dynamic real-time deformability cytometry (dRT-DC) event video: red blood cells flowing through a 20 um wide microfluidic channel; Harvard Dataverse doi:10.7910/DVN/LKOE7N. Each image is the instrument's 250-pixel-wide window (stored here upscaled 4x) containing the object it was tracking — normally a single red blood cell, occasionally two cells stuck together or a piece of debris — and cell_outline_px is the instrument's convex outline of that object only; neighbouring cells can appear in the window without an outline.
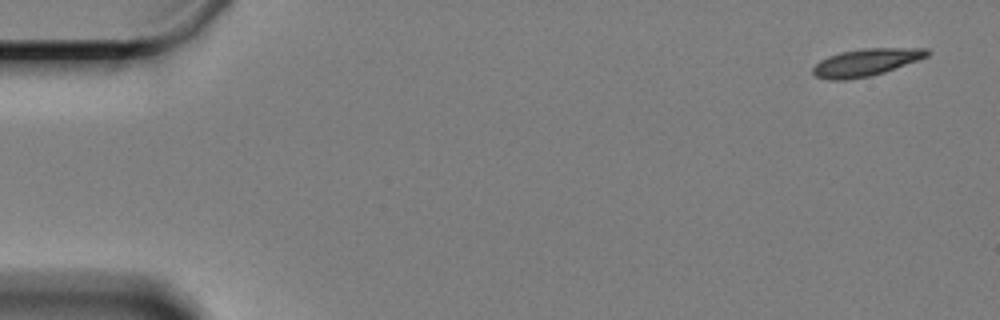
{"species": "Egyptian fruit bat (a non-hibernating species)", "species_latin": "Rousettus aegyptiacus", "temperature_condition": "cold", "stored_images_in_passage": 59, "camera_frame_rate_fps": 3000, "um_per_image_px": 0.085, "animal": {"sex": "female"}, "frame": {"image": 1, "passage_image": 1, "time_ms": 0.0, "image_size_px": [1000, 320], "cell_outline_px": [[932, 52], [928, 56], [920, 60], [884, 72], [868, 76], [848, 80], [828, 80], [816, 76], [812, 72], [812, 68], [820, 60], [828, 56], [840, 52], [864, 48], [928, 48]], "centroid_in_image_um": [73.63, 5.29], "position_along_channel_um": 11.4, "area_um2": 18.32}}
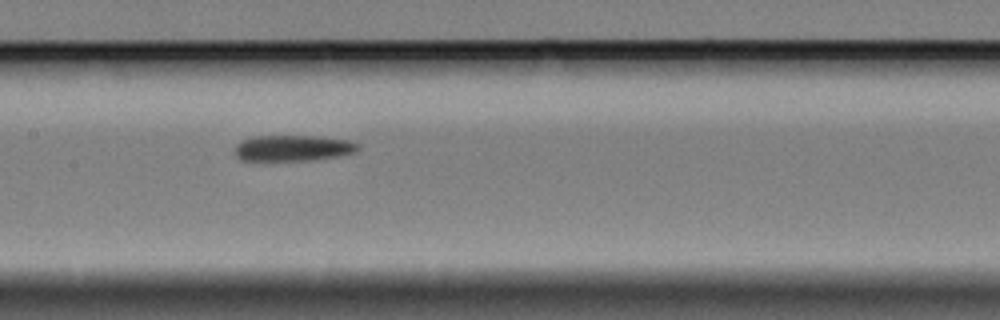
{"frame": {"image": 2, "passage_image": 28, "time_ms": 9.0, "image_size_px": [1000, 320], "cell_outline_px": [[360, 148], [356, 152], [340, 156], [308, 160], [240, 160], [236, 156], [236, 144], [244, 140], [256, 136], [312, 136], [348, 140], [360, 144]], "centroid_in_image_um": [24.94, 12.59], "position_along_channel_um": 182.5, "area_um2": 18.44}}
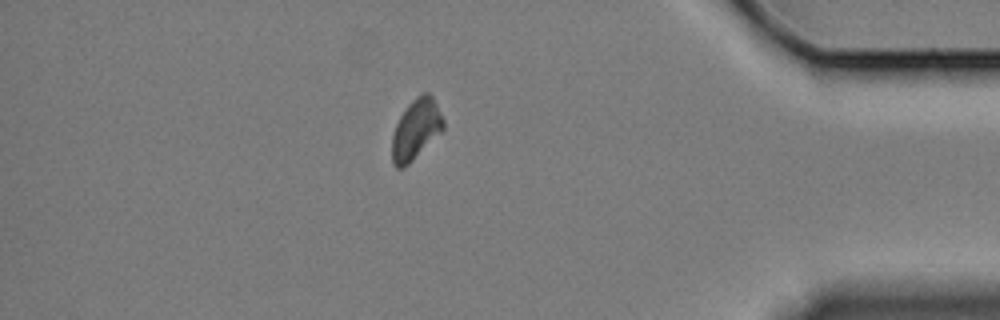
{"frame": {"image": 3, "passage_image": 51, "time_ms": 16.667, "image_size_px": [1000, 320], "cell_outline_px": [[444, 128], [404, 168], [396, 168], [392, 164], [392, 136], [396, 124], [400, 116], [408, 104], [416, 96], [424, 92], [428, 92], [432, 96], [444, 120]], "centroid_in_image_um": [35.33, 10.99], "position_along_channel_um": 399.9, "area_um2": 17.74}, "authors_computed_cell_mechanics": {"area_um2": 18.6116, "velocity_mm_per_s": 3.2799, "shape_relaxation_time_tau1_ms": 8.0923, "shape_relaxation_time_tau2_ms": null, "deformation_change_tau1": 0.1289, "deformation_change_tau2": null}}